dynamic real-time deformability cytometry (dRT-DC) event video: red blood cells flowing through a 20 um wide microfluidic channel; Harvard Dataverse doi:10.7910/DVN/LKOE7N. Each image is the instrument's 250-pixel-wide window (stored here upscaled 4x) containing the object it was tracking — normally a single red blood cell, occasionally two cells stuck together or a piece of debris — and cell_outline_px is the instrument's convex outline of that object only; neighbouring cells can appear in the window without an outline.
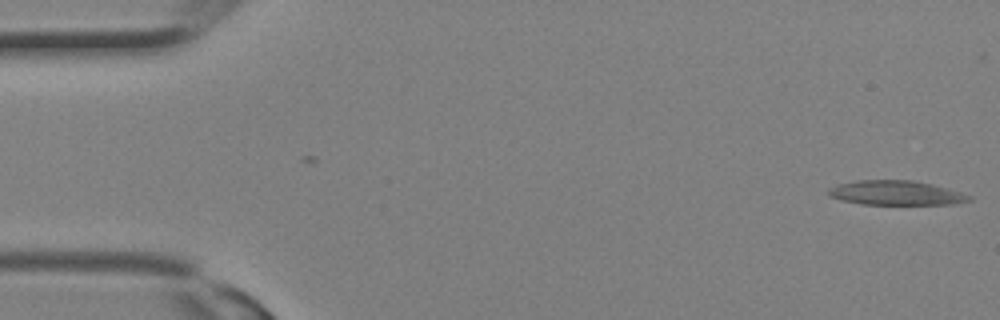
{"species": "Egyptian fruit bat (a non-hibernating species)", "species_latin": "Rousettus aegyptiacus", "temperature_condition": "room temperature", "stored_images_in_passage": 15, "camera_frame_rate_fps": 3000, "um_per_image_px": 0.085, "animal": {"sex": "female"}, "frame": {"image": 1, "passage_image": 1, "time_ms": 0.0, "image_size_px": [1000, 320], "cell_outline_px": [[972, 200], [952, 204], [860, 204], [840, 200], [828, 196], [828, 188], [836, 184], [856, 180], [912, 180], [932, 184], [960, 192], [972, 196]], "centroid_in_image_um": [76.1, 16.39], "position_along_channel_um": 8.9, "area_um2": 20.11}}
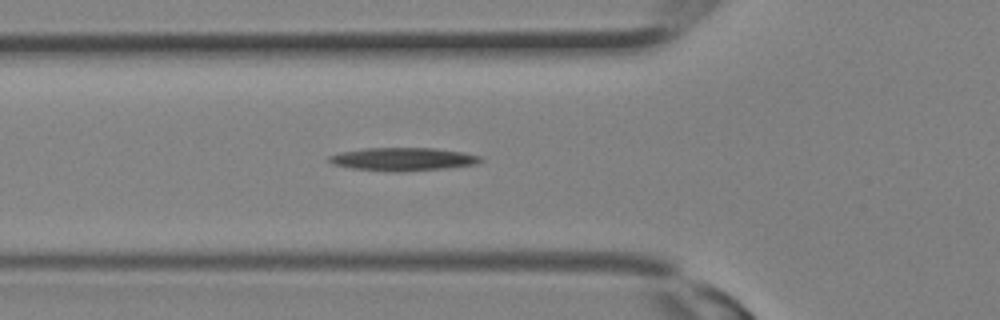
{"frame": {"image": 2, "passage_image": 11, "time_ms": 3.333, "image_size_px": [1000, 320], "cell_outline_px": [[484, 160], [476, 164], [444, 168], [400, 172], [392, 172], [352, 168], [332, 164], [328, 160], [328, 156], [340, 152], [364, 148], [432, 148], [460, 152], [484, 156]], "centroid_in_image_um": [34.25, 13.53], "position_along_channel_um": 91.6, "area_um2": 20.4}}
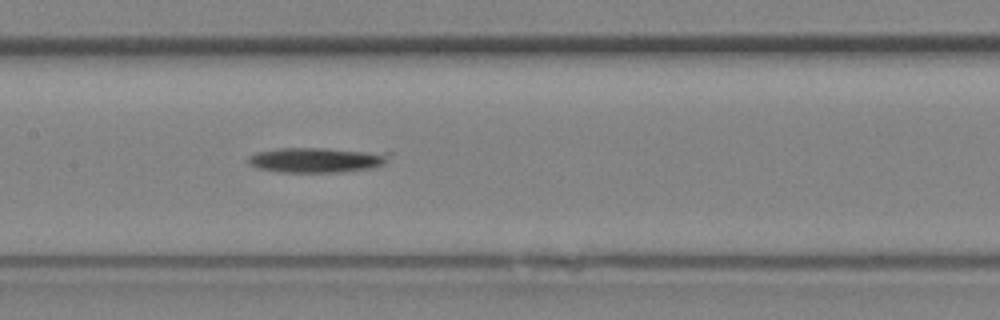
{"frame": {"image": 3, "passage_image": 15, "time_ms": 4.667, "image_size_px": [1000, 320], "cell_outline_px": [[396, 152], [384, 164], [372, 168], [340, 172], [280, 172], [260, 168], [248, 164], [248, 156], [256, 152], [280, 148], [328, 148]], "centroid_in_image_um": [27.02, 13.58], "position_along_channel_um": 180.4, "area_um2": 20.98}}